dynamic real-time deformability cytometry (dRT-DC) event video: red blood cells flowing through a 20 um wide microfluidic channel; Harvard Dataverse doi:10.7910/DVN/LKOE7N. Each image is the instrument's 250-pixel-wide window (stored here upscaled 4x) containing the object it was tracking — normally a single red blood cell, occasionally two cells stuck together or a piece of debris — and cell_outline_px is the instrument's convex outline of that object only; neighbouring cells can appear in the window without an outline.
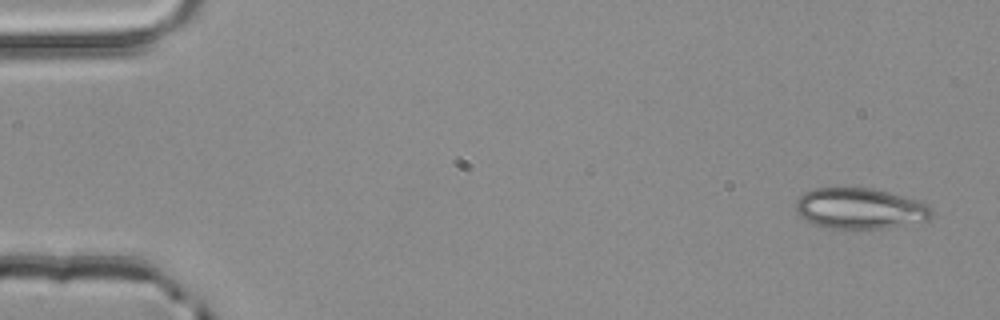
{"species": "common noctule bat (a hibernating species)", "species_latin": "Nyctalus noctula", "temperature_condition": "room temperature", "stored_images_in_passage": 4, "camera_frame_rate_fps": 3000, "um_per_image_px": 0.085, "animal": {"sex": "male", "body_mass_g": 20.4}, "frame": {"image": 1, "passage_image": 1, "time_ms": 0.0, "image_size_px": [1000, 320], "cell_outline_px": [[932, 212], [928, 220], [888, 228], [828, 228], [816, 224], [800, 216], [796, 212], [796, 200], [804, 192], [816, 188], [872, 188], [920, 200], [928, 204], [932, 208]], "centroid_in_image_um": [73.12, 17.71], "position_along_channel_um": 11.9, "area_um2": 32.25}}